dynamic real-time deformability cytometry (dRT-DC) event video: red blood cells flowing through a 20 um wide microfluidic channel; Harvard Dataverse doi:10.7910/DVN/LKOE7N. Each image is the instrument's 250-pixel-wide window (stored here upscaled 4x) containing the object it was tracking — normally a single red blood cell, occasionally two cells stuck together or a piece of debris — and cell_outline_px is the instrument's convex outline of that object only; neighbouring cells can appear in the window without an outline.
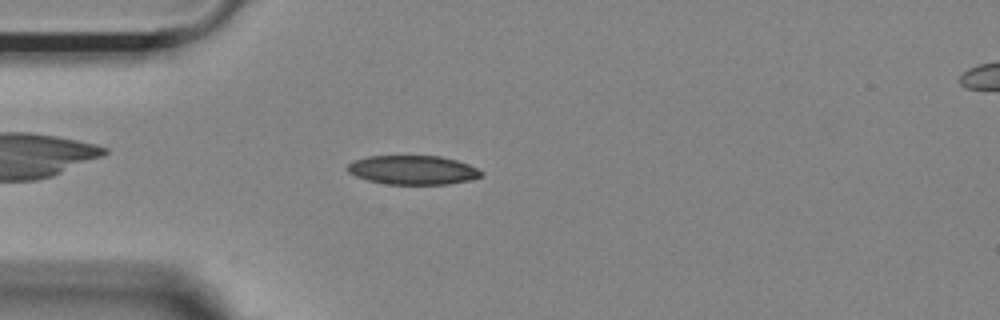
{"species": "Egyptian fruit bat (a non-hibernating species)", "species_latin": "Rousettus aegyptiacus", "temperature_condition": "room temperature", "stored_images_in_passage": 45, "camera_frame_rate_fps": 3000, "um_per_image_px": 0.085, "animal": {"sex": "female"}, "frame": {"image": 1, "passage_image": 6, "time_ms": 1.667, "image_size_px": [1000, 320], "cell_outline_px": [[484, 172], [480, 176], [468, 180], [448, 184], [388, 184], [368, 180], [356, 176], [348, 172], [348, 164], [356, 160], [368, 156], [440, 156], [456, 160], [468, 164]], "centroid_in_image_um": [35.09, 14.45], "position_along_channel_um": 49.9, "area_um2": 22.37}}
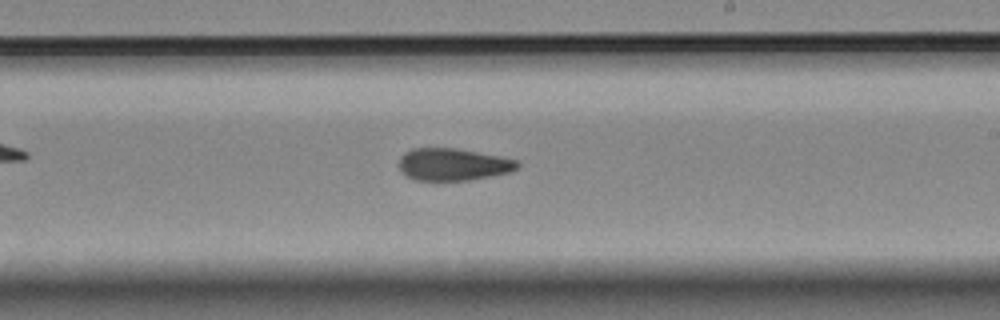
{"frame": {"image": 2, "passage_image": 23, "time_ms": 7.333, "image_size_px": [1000, 320], "cell_outline_px": [[520, 164], [516, 168], [508, 172], [468, 180], [416, 180], [400, 172], [400, 156], [404, 152], [412, 148], [456, 148], [500, 156], [516, 160]], "centroid_in_image_um": [38.47, 13.96], "position_along_channel_um": 250.5, "area_um2": 22.02}}
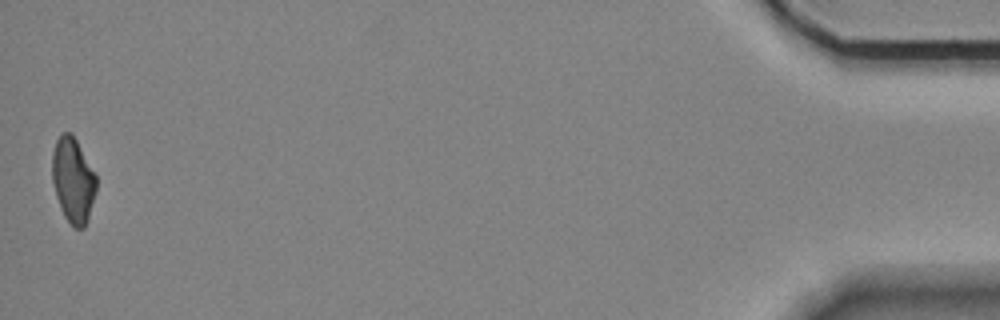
{"frame": {"image": 3, "passage_image": 45, "time_ms": 14.667, "image_size_px": [1000, 320], "cell_outline_px": [[96, 192], [88, 220], [84, 228], [72, 228], [64, 216], [60, 208], [56, 196], [52, 180], [52, 152], [56, 140], [60, 132], [72, 132], [96, 176]], "centroid_in_image_um": [6.19, 15.33], "position_along_channel_um": 429.0, "area_um2": 22.08}, "authors_computed_cell_mechanics": {"area_um2": 22.831, "velocity_mm_per_s": 3.6889, "shape_relaxation_time_tau1_ms": null, "shape_relaxation_time_tau2_ms": 3.4781, "deformation_change_tau1": null, "deformation_change_tau2": 0.0948}}